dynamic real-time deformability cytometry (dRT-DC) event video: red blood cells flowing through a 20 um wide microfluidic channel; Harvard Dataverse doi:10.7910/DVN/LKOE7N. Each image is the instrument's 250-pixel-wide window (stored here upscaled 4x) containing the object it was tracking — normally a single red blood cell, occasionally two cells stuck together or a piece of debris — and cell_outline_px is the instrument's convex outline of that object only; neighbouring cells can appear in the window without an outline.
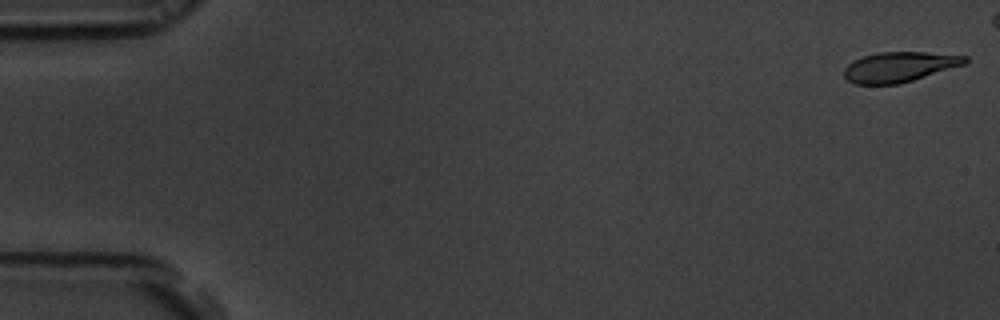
{"species": "common noctule bat (a hibernating species)", "species_latin": "Nyctalus noctula", "temperature_condition": "room temperature", "stored_images_in_passage": 48, "camera_frame_rate_fps": 3000, "um_per_image_px": 0.085, "animal": {"sex": "male", "body_mass_g": 19.5, "forearm_length_mm": 54.6}, "frame": {"image": 1, "passage_image": 1, "time_ms": 0.0, "image_size_px": [1000, 320], "cell_outline_px": [[968, 64], [900, 84], [856, 84], [848, 80], [844, 76], [844, 68], [848, 64], [864, 56], [880, 52], [924, 52], [968, 56]], "centroid_in_image_um": [76.51, 5.69], "position_along_channel_um": 8.5, "area_um2": 21.27}}
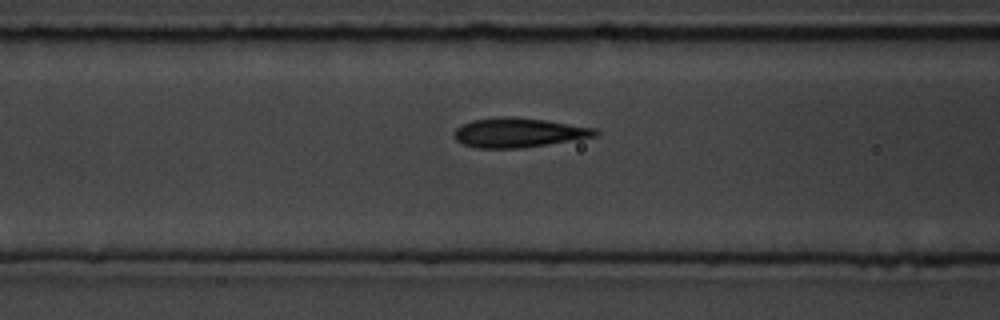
{"frame": {"image": 2, "passage_image": 22, "time_ms": 7.0, "image_size_px": [1000, 320], "cell_outline_px": [[600, 132], [596, 136], [524, 148], [476, 148], [464, 144], [456, 140], [456, 128], [460, 124], [472, 120], [496, 116], [512, 116], [544, 120], [596, 128]], "centroid_in_image_um": [44.07, 11.26], "position_along_channel_um": 122.5, "area_um2": 24.22}}
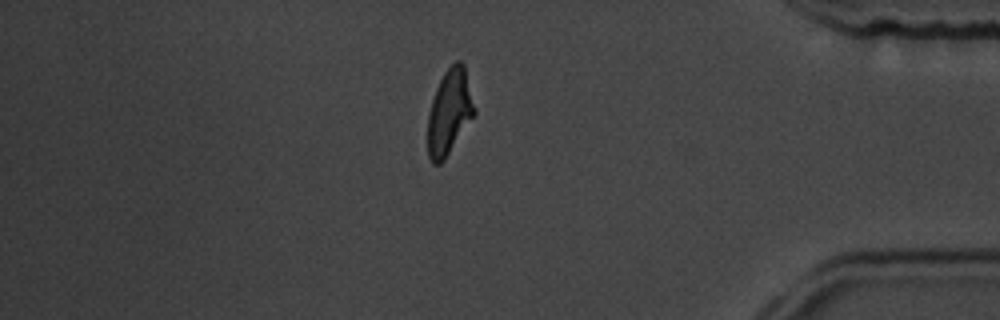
{"frame": {"image": 3, "passage_image": 47, "time_ms": 15.333, "image_size_px": [1000, 320], "cell_outline_px": [[476, 112], [444, 160], [440, 164], [432, 164], [428, 156], [428, 112], [436, 88], [444, 72], [456, 60], [460, 60], [464, 64], [476, 108]], "centroid_in_image_um": [38.2, 9.51], "position_along_channel_um": 397.0, "area_um2": 23.12}}